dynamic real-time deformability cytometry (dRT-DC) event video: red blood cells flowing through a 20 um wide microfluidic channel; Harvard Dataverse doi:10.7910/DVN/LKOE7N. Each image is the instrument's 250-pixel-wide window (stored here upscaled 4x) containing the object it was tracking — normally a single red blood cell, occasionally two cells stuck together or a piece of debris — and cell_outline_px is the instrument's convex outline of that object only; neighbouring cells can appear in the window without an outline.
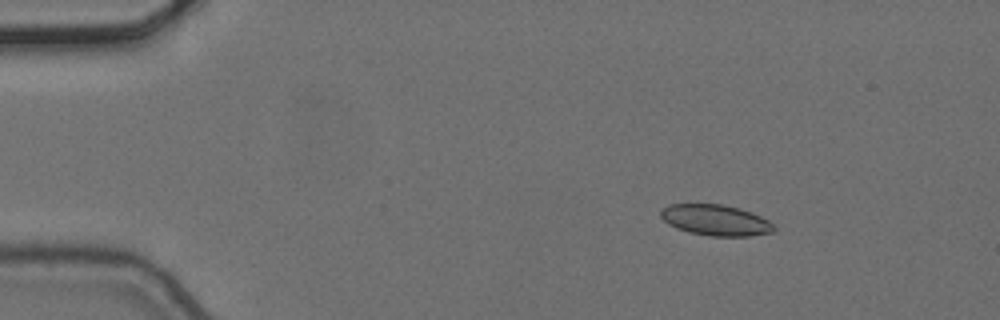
{"species": "common noctule bat (a hibernating species)", "species_latin": "Nyctalus noctula", "temperature_condition": "cold", "stored_images_in_passage": 6, "camera_frame_rate_fps": 3000, "um_per_image_px": 0.085, "animal": {"sex": "female", "body_mass_g": 24.6, "forearm_length_mm": 56.2}, "frame": {"image": 1, "passage_image": 1, "time_ms": 0.0, "image_size_px": [1000, 320], "cell_outline_px": [[776, 228], [772, 232], [748, 236], [712, 236], [688, 232], [676, 228], [668, 224], [660, 216], [660, 208], [668, 204], [724, 204], [740, 208], [752, 212], [768, 220]], "centroid_in_image_um": [60.8, 18.7], "position_along_channel_um": 24.2, "area_um2": 20.52}}
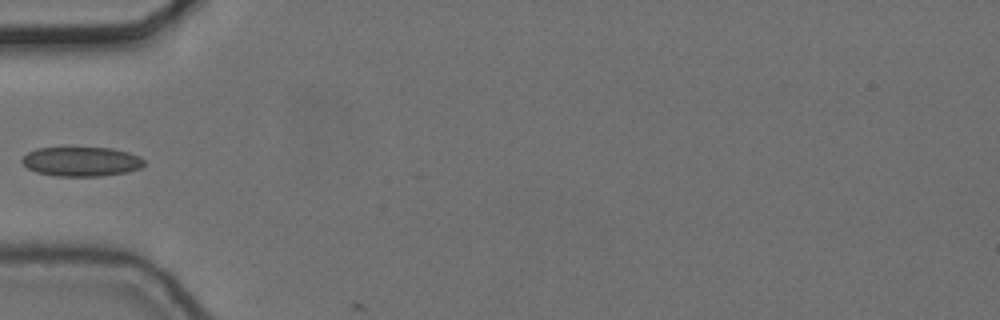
{"frame": {"image": 2, "passage_image": 4, "time_ms": 1.0, "image_size_px": [1000, 320], "cell_outline_px": [[144, 164], [140, 168], [128, 172], [100, 176], [56, 176], [36, 172], [28, 168], [20, 160], [28, 152], [36, 148], [112, 148], [128, 152], [140, 156], [144, 160]], "centroid_in_image_um": [6.92, 13.73], "position_along_channel_um": 78.1, "area_um2": 20.92}}
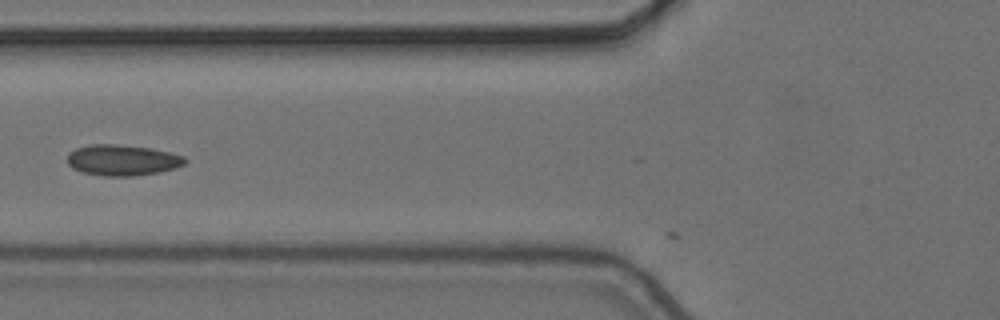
{"frame": {"image": 3, "passage_image": 5, "time_ms": 1.333, "image_size_px": [1000, 320], "cell_outline_px": [[188, 160], [184, 164], [176, 168], [160, 172], [132, 176], [104, 176], [80, 172], [72, 168], [68, 164], [68, 152], [76, 148], [92, 144], [116, 144], [152, 148], [184, 156]], "centroid_in_image_um": [10.4, 13.61], "position_along_channel_um": 115.4, "area_um2": 21.33}}